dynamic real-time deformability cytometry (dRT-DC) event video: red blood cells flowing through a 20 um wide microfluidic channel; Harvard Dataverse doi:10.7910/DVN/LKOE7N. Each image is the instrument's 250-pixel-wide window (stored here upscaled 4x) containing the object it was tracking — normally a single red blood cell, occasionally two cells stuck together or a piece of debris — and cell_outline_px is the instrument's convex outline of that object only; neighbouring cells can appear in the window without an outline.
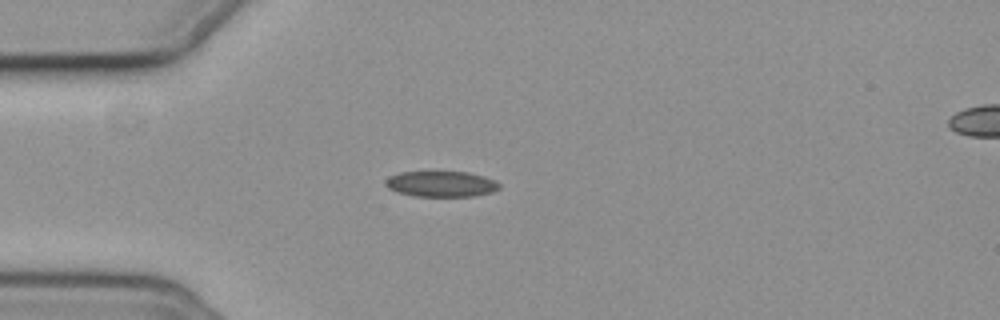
{"species": "common noctule bat (a hibernating species)", "species_latin": "Nyctalus noctula", "temperature_condition": "cold", "stored_images_in_passage": 42, "camera_frame_rate_fps": 3000, "um_per_image_px": 0.085, "animal": {"sex": "female", "body_mass_g": 19.3, "forearm_length_mm": 54.1}, "frame": {"image": 1, "passage_image": 1, "time_ms": 0.0, "image_size_px": [1000, 320], "cell_outline_px": [[500, 188], [492, 192], [472, 196], [416, 196], [396, 192], [388, 188], [384, 184], [384, 180], [388, 176], [400, 172], [468, 172], [484, 176], [496, 180], [500, 184]], "centroid_in_image_um": [37.48, 15.63], "position_along_channel_um": 47.5, "area_um2": 17.17}}
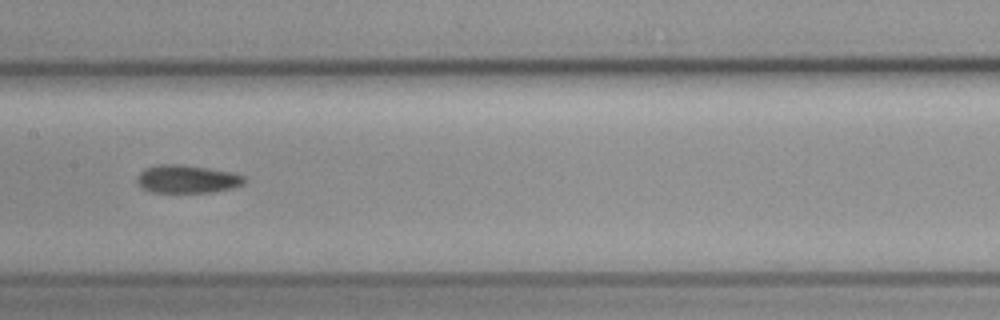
{"frame": {"image": 2, "passage_image": 14, "time_ms": 4.333, "image_size_px": [1000, 320], "cell_outline_px": [[248, 180], [244, 184], [212, 192], [152, 192], [140, 188], [136, 180], [140, 172], [144, 168], [156, 164], [180, 164], [208, 168], [228, 172], [244, 176]], "centroid_in_image_um": [15.85, 15.21], "position_along_channel_um": 191.6, "area_um2": 17.51}}
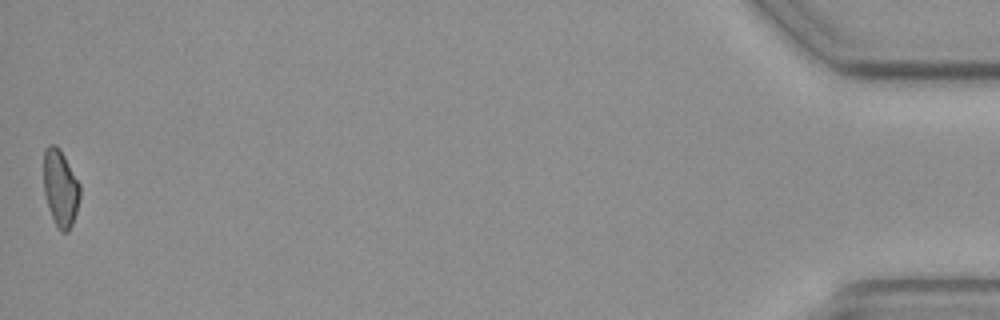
{"frame": {"image": 3, "passage_image": 42, "time_ms": 13.667, "image_size_px": [1000, 320], "cell_outline_px": [[80, 196], [76, 212], [72, 224], [68, 232], [60, 232], [48, 208], [44, 192], [44, 148], [48, 144], [56, 144], [60, 148], [80, 184]], "centroid_in_image_um": [5.13, 15.96], "position_along_channel_um": 430.1, "area_um2": 16.3}}